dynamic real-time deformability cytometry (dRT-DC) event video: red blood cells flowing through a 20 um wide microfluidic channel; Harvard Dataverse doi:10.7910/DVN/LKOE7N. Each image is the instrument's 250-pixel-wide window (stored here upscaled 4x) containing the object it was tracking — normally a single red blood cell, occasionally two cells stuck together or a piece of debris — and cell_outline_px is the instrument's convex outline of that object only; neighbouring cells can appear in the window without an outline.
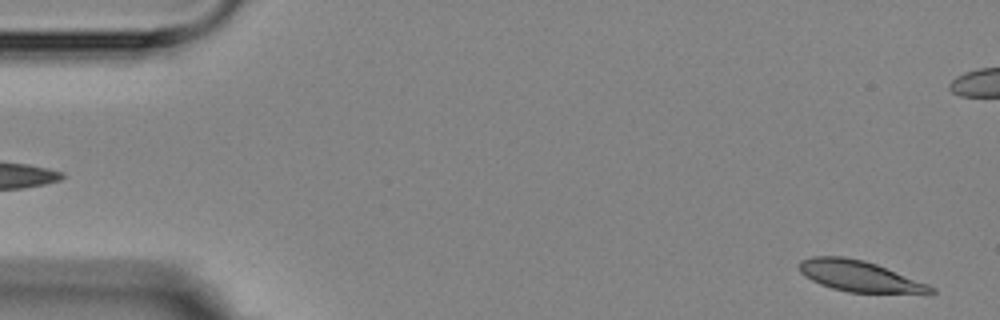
{"species": "Egyptian fruit bat (a non-hibernating species)", "species_latin": "Rousettus aegyptiacus", "temperature_condition": "room temperature", "stored_images_in_passage": 6, "segment_of_instrument_passage": [2, 2], "camera_frame_rate_fps": 3000, "um_per_image_px": 0.085, "animal": {"sex": "female"}, "frame": {"image": 1, "passage_image": 6, "time_ms": 5.667, "image_size_px": [1000, 320], "cell_outline_px": [[936, 292], [932, 296], [848, 292], [832, 288], [820, 284], [804, 276], [800, 272], [796, 264], [800, 260], [812, 256], [844, 256], [864, 260], [876, 264], [928, 284], [936, 288]], "centroid_in_image_um": [73.15, 23.52], "position_along_channel_um": 11.8, "area_um2": 24.68}}